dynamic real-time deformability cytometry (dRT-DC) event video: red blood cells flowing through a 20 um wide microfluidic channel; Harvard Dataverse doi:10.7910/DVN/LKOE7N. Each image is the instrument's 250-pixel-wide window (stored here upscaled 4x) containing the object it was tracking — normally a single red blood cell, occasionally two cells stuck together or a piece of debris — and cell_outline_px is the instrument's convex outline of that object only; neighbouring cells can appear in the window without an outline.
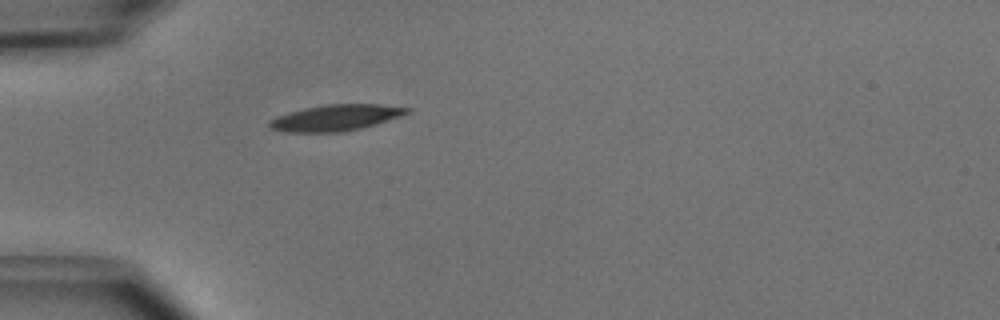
{"species": "common noctule bat (a hibernating species)", "species_latin": "Nyctalus noctula", "temperature_condition": "cold", "stored_images_in_passage": 36, "camera_frame_rate_fps": 3000, "um_per_image_px": 0.085, "animal": {"sex": "male", "body_mass_g": 15.6}, "frame": {"image": 1, "passage_image": 1, "time_ms": 0.0, "image_size_px": [1000, 320], "cell_outline_px": [[412, 112], [376, 124], [344, 132], [284, 132], [268, 128], [268, 120], [276, 116], [288, 112], [304, 108], [324, 104], [380, 104], [412, 108]], "centroid_in_image_um": [28.51, 10.0], "position_along_channel_um": 56.5, "area_um2": 21.21}}
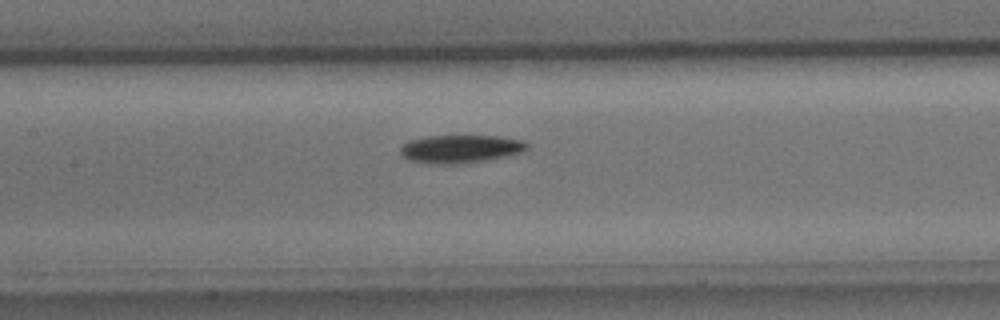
{"frame": {"image": 2, "passage_image": 10, "time_ms": 3.0, "image_size_px": [1000, 320], "cell_outline_px": [[528, 148], [524, 152], [508, 156], [460, 164], [428, 164], [408, 160], [400, 156], [400, 148], [408, 140], [428, 136], [496, 136], [524, 140], [528, 144]], "centroid_in_image_um": [39.12, 12.66], "position_along_channel_um": 168.3, "area_um2": 20.98}}
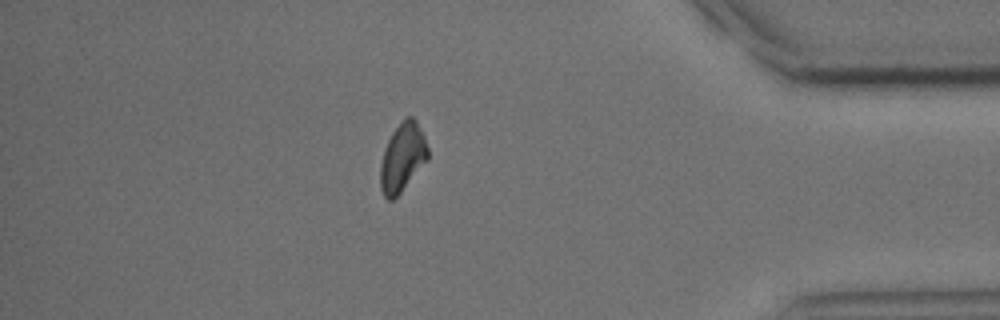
{"frame": {"image": 3, "passage_image": 30, "time_ms": 9.667, "image_size_px": [1000, 320], "cell_outline_px": [[428, 160], [400, 192], [392, 200], [388, 200], [384, 196], [380, 188], [380, 164], [384, 148], [392, 132], [404, 116], [412, 116], [416, 120], [424, 136], [428, 148]], "centroid_in_image_um": [34.2, 13.35], "position_along_channel_um": 401.0, "area_um2": 19.02}, "authors_computed_cell_mechanics": {"area_um2": 19.5653, "velocity_mm_per_s": 3.972, "shape_relaxation_time_tau1_ms": 2.2319, "shape_relaxation_time_tau2_ms": null, "deformation_change_tau1": 0.0949, "deformation_change_tau2": null}}